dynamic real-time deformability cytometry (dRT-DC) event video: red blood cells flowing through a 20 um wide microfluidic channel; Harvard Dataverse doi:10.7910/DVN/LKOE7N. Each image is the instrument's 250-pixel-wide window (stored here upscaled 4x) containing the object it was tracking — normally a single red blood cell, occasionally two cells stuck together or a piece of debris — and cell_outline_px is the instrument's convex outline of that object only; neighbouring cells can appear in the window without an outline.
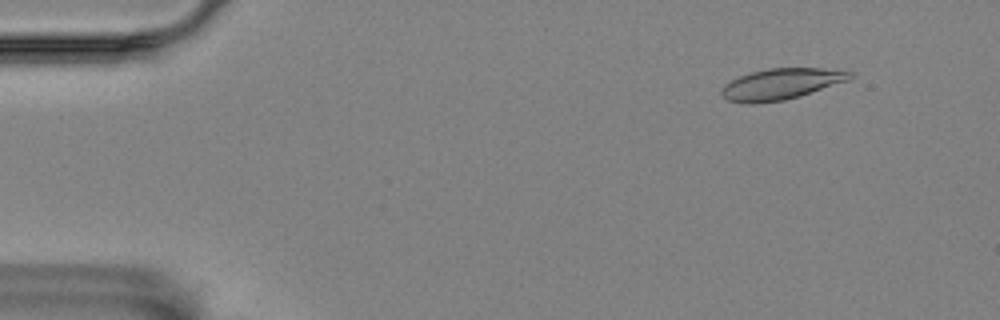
{"species": "Egyptian fruit bat (a non-hibernating species)", "species_latin": "Rousettus aegyptiacus", "temperature_condition": "room temperature", "stored_images_in_passage": 6, "camera_frame_rate_fps": 3000, "um_per_image_px": 0.085, "animal": {"sex": "female"}, "frame": {"image": 1, "passage_image": 1, "time_ms": 0.0, "image_size_px": [1000, 320], "cell_outline_px": [[852, 76], [848, 80], [800, 96], [784, 100], [756, 104], [748, 104], [728, 100], [720, 92], [720, 88], [724, 84], [740, 76], [752, 72], [768, 68], [820, 68], [852, 72]], "centroid_in_image_um": [66.35, 7.15], "position_along_channel_um": 18.7, "area_um2": 23.06}}
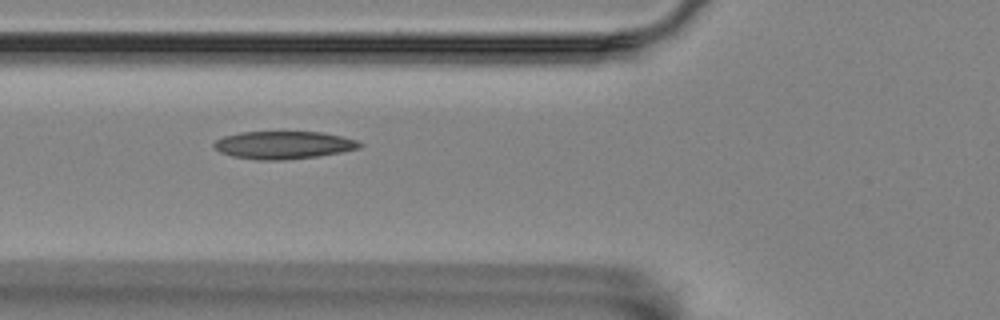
{"frame": {"image": 2, "passage_image": 5, "time_ms": 1.333, "image_size_px": [1000, 320], "cell_outline_px": [[364, 144], [360, 148], [340, 152], [316, 156], [284, 160], [260, 160], [232, 156], [220, 152], [212, 144], [216, 140], [224, 136], [240, 132], [320, 132], [340, 136], [356, 140]], "centroid_in_image_um": [24.09, 12.32], "position_along_channel_um": 101.7, "area_um2": 23.35}}
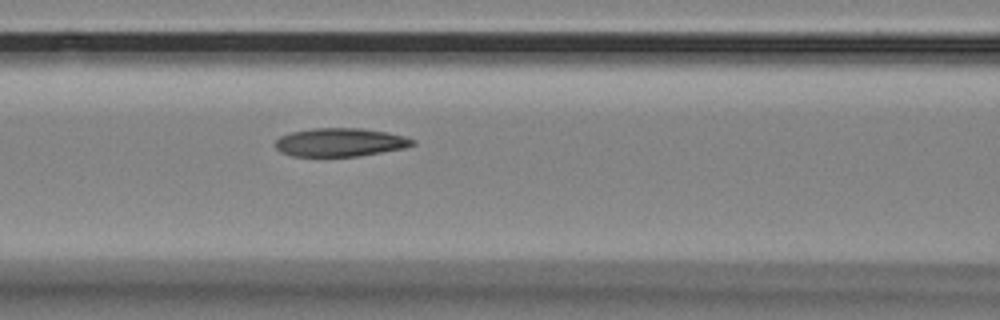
{"frame": {"image": 3, "passage_image": 6, "time_ms": 1.667, "image_size_px": [1000, 320], "cell_outline_px": [[416, 144], [404, 148], [356, 156], [292, 156], [280, 152], [276, 148], [276, 140], [280, 136], [292, 132], [312, 128], [360, 128], [388, 132], [404, 136], [416, 140]], "centroid_in_image_um": [28.92, 12.09], "position_along_channel_um": 137.7, "area_um2": 22.66}}